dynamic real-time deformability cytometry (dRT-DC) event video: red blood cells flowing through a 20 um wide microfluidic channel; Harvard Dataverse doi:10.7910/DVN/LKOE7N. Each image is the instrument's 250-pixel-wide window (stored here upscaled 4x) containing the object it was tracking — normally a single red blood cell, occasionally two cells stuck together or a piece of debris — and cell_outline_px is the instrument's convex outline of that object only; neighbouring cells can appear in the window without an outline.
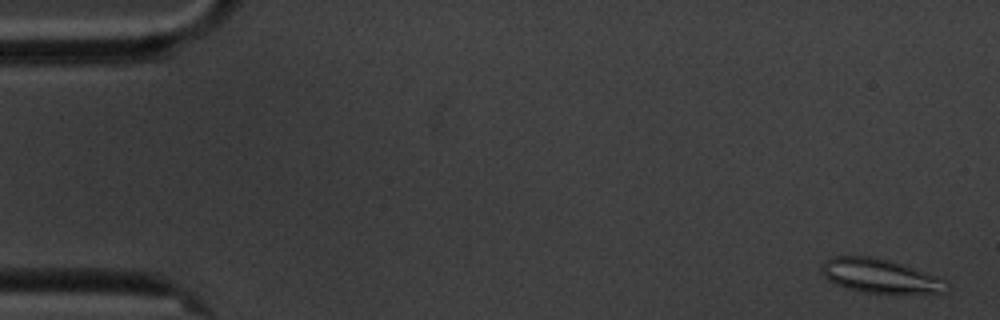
{"species": "common noctule bat (a hibernating species)", "species_latin": "Nyctalus noctula", "temperature_condition": "cold", "stored_images_in_passage": 5, "camera_frame_rate_fps": 3000, "um_per_image_px": 0.085, "animal": {"sex": "male", "body_mass_g": 20.1, "forearm_length_mm": 53.5}, "frame": {"image": 1, "passage_image": 1, "time_ms": 0.0, "image_size_px": [1000, 320], "cell_outline_px": [[952, 288], [940, 292], [868, 292], [844, 288], [828, 280], [824, 276], [820, 268], [824, 260], [832, 256], [872, 256], [888, 260], [912, 268], [944, 280]], "centroid_in_image_um": [74.7, 23.43], "position_along_channel_um": 10.3, "area_um2": 24.16}}
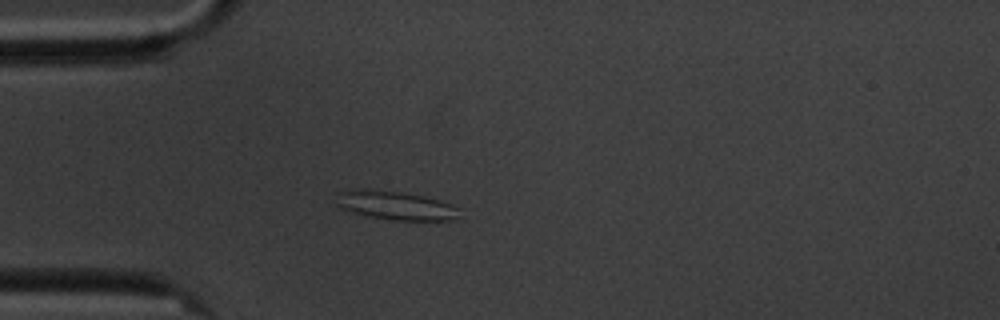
{"frame": {"image": 2, "passage_image": 5, "time_ms": 4.667, "image_size_px": [1000, 320], "cell_outline_px": [[460, 208], [456, 216], [452, 220], [396, 220], [372, 216], [340, 208], [336, 204], [340, 192], [352, 188], [364, 188], [400, 192], [424, 196], [440, 200], [452, 204]], "centroid_in_image_um": [33.63, 17.44], "position_along_channel_um": 51.4, "area_um2": 20.35}}